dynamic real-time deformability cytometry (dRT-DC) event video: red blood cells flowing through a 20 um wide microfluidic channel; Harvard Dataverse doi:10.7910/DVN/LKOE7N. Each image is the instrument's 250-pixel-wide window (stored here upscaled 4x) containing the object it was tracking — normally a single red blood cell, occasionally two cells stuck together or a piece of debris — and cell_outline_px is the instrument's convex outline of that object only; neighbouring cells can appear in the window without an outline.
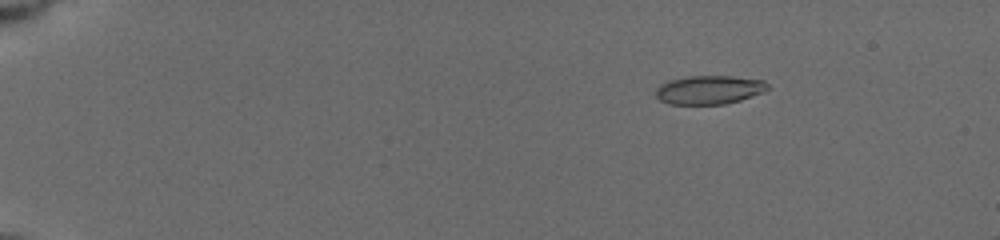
{"species": "common noctule bat (a hibernating species)", "species_latin": "Nyctalus noctula", "temperature_condition": "cold", "stored_images_in_passage": 15, "camera_frame_rate_fps": 3000, "um_per_image_px": 0.085, "animal": {"sex": "female", "body_mass_g": 19.5, "forearm_length_mm": 54.1}, "frame": {"image": 1, "passage_image": 1, "time_ms": 0.0, "image_size_px": [1000, 240], "cell_outline_px": [[768, 88], [760, 92], [740, 100], [724, 104], [668, 104], [660, 100], [656, 96], [656, 88], [660, 84], [672, 80], [688, 76], [732, 76], [764, 80], [768, 84]], "centroid_in_image_um": [60.25, 7.63], "position_along_channel_um": 24.8, "area_um2": 18.5}}
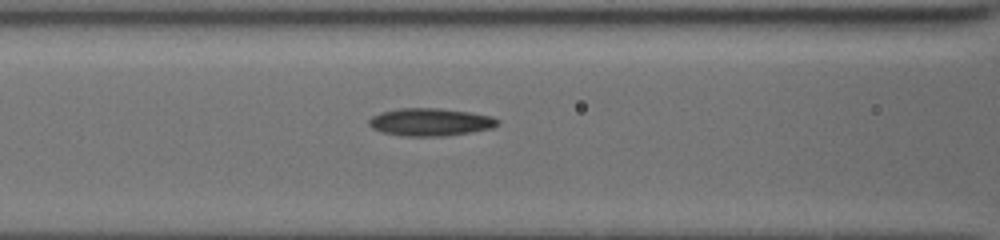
{"frame": {"image": 2, "passage_image": 10, "time_ms": 5.667, "image_size_px": [1000, 240], "cell_outline_px": [[500, 124], [492, 128], [472, 132], [444, 136], [404, 136], [384, 132], [372, 128], [368, 124], [368, 120], [372, 116], [380, 112], [400, 108], [440, 108], [472, 112], [492, 116], [500, 120]], "centroid_in_image_um": [36.61, 10.37], "position_along_channel_um": 130.0, "area_um2": 20.92}}
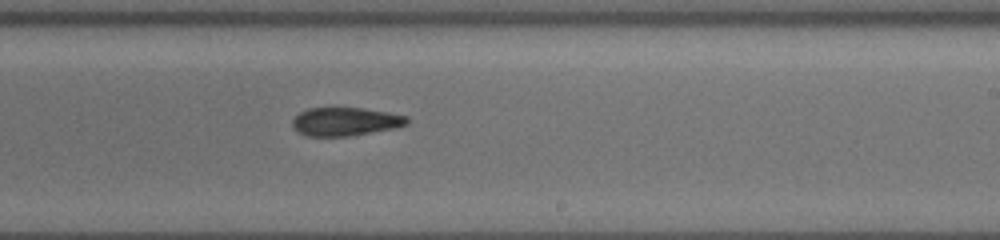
{"frame": {"image": 3, "passage_image": 15, "time_ms": 9.0, "image_size_px": [1000, 240], "cell_outline_px": [[408, 124], [396, 128], [348, 136], [308, 136], [300, 132], [292, 124], [292, 120], [300, 112], [308, 108], [332, 104], [360, 108], [408, 116]], "centroid_in_image_um": [29.33, 10.29], "position_along_channel_um": 259.7, "area_um2": 19.42}}